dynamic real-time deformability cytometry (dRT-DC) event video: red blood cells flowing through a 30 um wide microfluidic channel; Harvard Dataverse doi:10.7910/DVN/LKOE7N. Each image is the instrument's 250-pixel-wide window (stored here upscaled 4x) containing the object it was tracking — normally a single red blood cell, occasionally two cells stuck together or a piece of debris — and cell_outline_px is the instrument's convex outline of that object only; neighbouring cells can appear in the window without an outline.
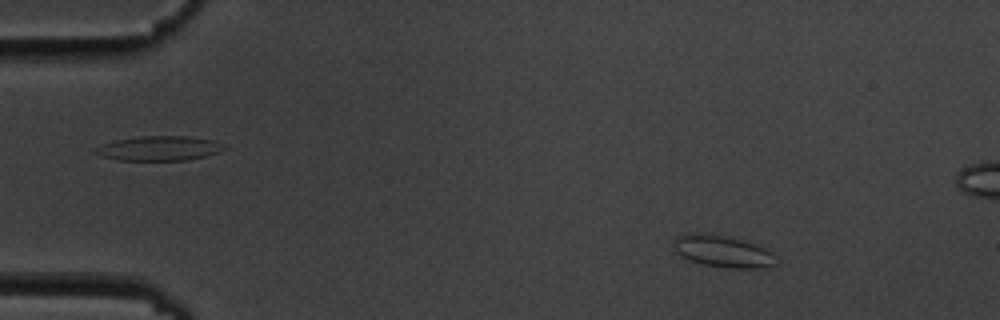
{"species": "common noctule bat (a hibernating species)", "species_latin": "Nyctalus noctula", "temperature_condition": "cold", "stored_images_in_passage": 9, "camera_frame_rate_fps": 3000, "um_per_image_px": 0.085, "animal": {"sex": "male", "body_mass_g": 19.5, "forearm_length_mm": 54.6}, "frame": {"image": 1, "passage_image": 3, "time_ms": 2.333, "image_size_px": [1000, 320], "cell_outline_px": [[780, 264], [772, 268], [728, 268], [704, 264], [688, 260], [680, 256], [676, 252], [672, 244], [676, 236], [688, 232], [696, 232], [728, 236], [744, 240], [756, 244], [772, 252]], "centroid_in_image_um": [61.46, 21.36], "position_along_channel_um": 23.5, "area_um2": 19.59}}
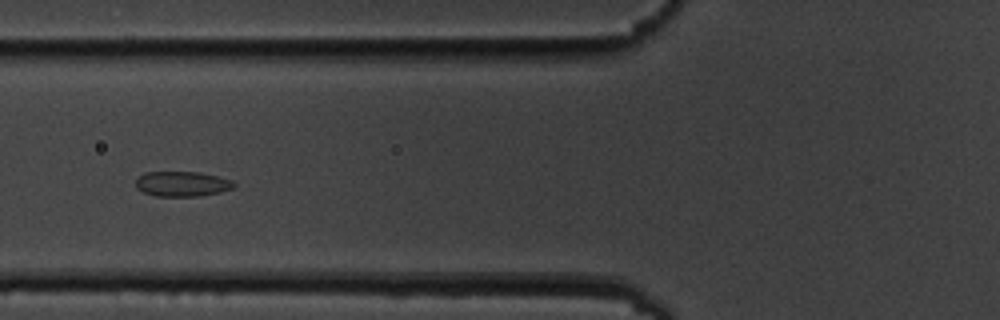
{"frame": {"image": 2, "passage_image": 7, "time_ms": 7.0, "image_size_px": [1000, 320], "cell_outline_px": [[236, 184], [232, 188], [220, 192], [200, 196], [156, 196], [144, 192], [136, 188], [136, 180], [144, 172], [200, 172], [232, 180]], "centroid_in_image_um": [15.48, 15.63], "position_along_channel_um": 110.3, "area_um2": 14.28}}
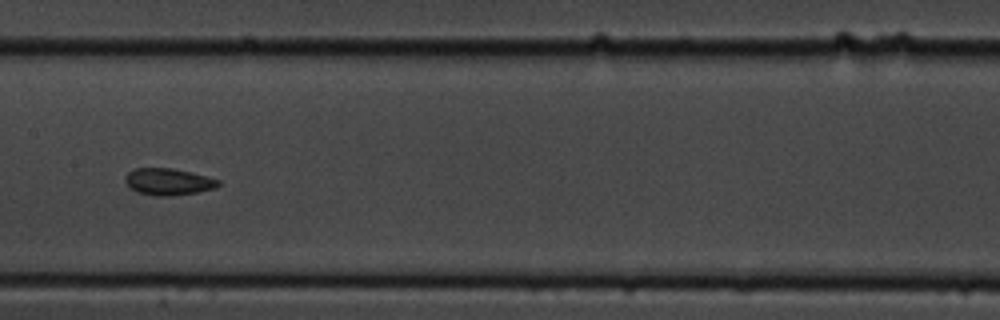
{"frame": {"image": 3, "passage_image": 9, "time_ms": 9.333, "image_size_px": [1000, 320], "cell_outline_px": [[220, 184], [216, 188], [196, 192], [168, 196], [156, 196], [136, 192], [124, 180], [128, 172], [132, 168], [172, 168], [220, 180]], "centroid_in_image_um": [14.28, 15.44], "position_along_channel_um": 193.1, "area_um2": 14.33}}